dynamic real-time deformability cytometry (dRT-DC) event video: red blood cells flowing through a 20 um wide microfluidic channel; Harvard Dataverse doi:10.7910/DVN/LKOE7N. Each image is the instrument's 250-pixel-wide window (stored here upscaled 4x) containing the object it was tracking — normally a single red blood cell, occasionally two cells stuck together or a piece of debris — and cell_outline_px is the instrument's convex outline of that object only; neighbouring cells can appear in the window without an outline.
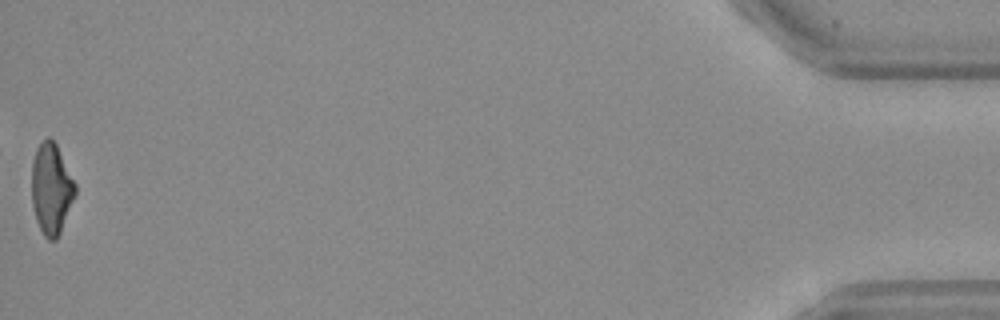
{"species": "Egyptian fruit bat (a non-hibernating species)", "species_latin": "Rousettus aegyptiacus", "temperature_condition": "warm", "stored_images_in_passage": 45, "camera_frame_rate_fps": 3000, "um_per_image_px": 0.085, "frame": {"image": 1, "passage_image": 45, "time_ms": 14.667, "image_size_px": [1000, 320], "cell_outline_px": [[76, 192], [60, 232], [56, 240], [48, 240], [44, 236], [36, 220], [32, 204], [32, 160], [36, 148], [48, 136], [56, 144], [76, 184]], "centroid_in_image_um": [4.35, 16.04], "position_along_channel_um": 430.9, "area_um2": 22.83}, "authors_computed_cell_mechanics": {"area_um2": 23.3512, "velocity_mm_per_s": 4.1957, "shape_relaxation_time_tau1_ms": 5.3173, "shape_relaxation_time_tau2_ms": 2.6285, "deformation_change_tau1": 0.191, "deformation_change_tau2": 0.1178}}